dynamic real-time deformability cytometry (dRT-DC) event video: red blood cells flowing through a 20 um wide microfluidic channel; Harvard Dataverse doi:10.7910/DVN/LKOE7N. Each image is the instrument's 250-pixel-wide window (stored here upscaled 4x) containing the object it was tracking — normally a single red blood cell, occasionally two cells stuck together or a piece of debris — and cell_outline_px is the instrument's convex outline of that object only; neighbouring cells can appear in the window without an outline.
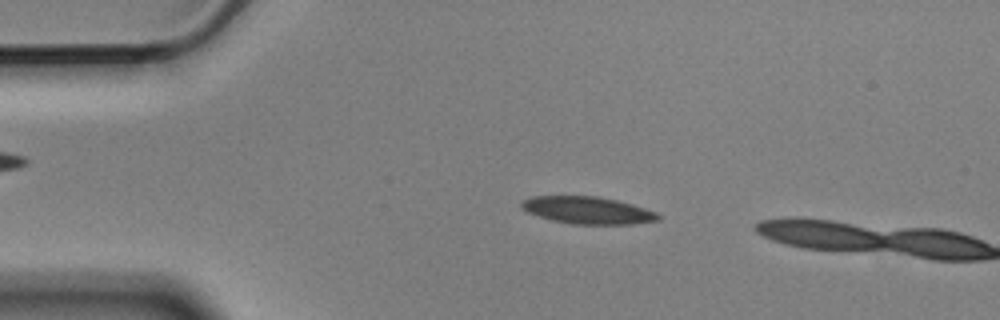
{"species": "Egyptian fruit bat (a non-hibernating species)", "species_latin": "Rousettus aegyptiacus", "temperature_condition": "cold", "stored_images_in_passage": 3, "camera_frame_rate_fps": 3000, "um_per_image_px": 0.085, "animal": {"sex": "male"}, "frame": {"image": 1, "passage_image": 2, "time_ms": 0.333, "image_size_px": [1000, 320], "cell_outline_px": [[660, 220], [632, 224], [572, 224], [552, 220], [528, 212], [520, 208], [520, 204], [524, 200], [532, 196], [596, 196], [616, 200], [632, 204], [656, 212], [660, 216]], "centroid_in_image_um": [49.95, 17.87], "position_along_channel_um": 35.1, "area_um2": 21.56}}